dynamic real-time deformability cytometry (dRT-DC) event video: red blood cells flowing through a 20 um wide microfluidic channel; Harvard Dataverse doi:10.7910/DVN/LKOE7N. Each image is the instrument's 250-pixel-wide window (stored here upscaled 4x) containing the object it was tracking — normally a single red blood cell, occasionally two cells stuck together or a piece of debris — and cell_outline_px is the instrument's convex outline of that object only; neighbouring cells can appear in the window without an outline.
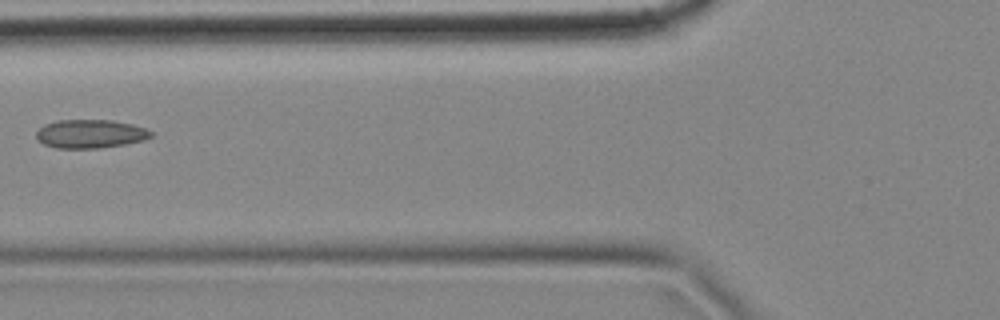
{"species": "common noctule bat (a hibernating species)", "species_latin": "Nyctalus noctula", "temperature_condition": "cold", "stored_images_in_passage": 6, "camera_frame_rate_fps": 3000, "um_per_image_px": 0.085, "animal": {"sex": "female", "body_mass_g": 18.4}, "frame": {"image": 1, "passage_image": 6, "time_ms": 1.667, "image_size_px": [1000, 320], "cell_outline_px": [[152, 136], [144, 140], [124, 144], [100, 148], [56, 148], [44, 144], [36, 136], [36, 132], [44, 124], [56, 120], [112, 120], [132, 124], [144, 128], [152, 132]], "centroid_in_image_um": [7.67, 11.37], "position_along_channel_um": 118.1, "area_um2": 19.02}}